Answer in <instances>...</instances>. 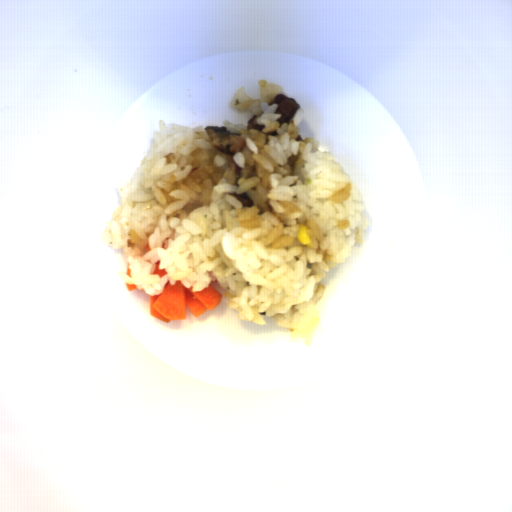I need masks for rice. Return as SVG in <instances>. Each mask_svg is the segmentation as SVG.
<instances>
[{
  "instance_id": "652b925c",
  "label": "rice",
  "mask_w": 512,
  "mask_h": 512,
  "mask_svg": "<svg viewBox=\"0 0 512 512\" xmlns=\"http://www.w3.org/2000/svg\"><path fill=\"white\" fill-rule=\"evenodd\" d=\"M260 99L238 88L229 106L249 110L258 128L223 119L241 134L242 152L223 154L203 124L159 121L145 154L100 235L123 249L126 284L150 297L180 281L202 292L216 281L238 319L268 325L272 317L290 338L310 346L321 322L316 302L330 269L364 245L372 222L350 175L313 136L302 139L300 108L281 125L283 86L257 80ZM167 272L151 274L155 262Z\"/></svg>"
}]
</instances>
